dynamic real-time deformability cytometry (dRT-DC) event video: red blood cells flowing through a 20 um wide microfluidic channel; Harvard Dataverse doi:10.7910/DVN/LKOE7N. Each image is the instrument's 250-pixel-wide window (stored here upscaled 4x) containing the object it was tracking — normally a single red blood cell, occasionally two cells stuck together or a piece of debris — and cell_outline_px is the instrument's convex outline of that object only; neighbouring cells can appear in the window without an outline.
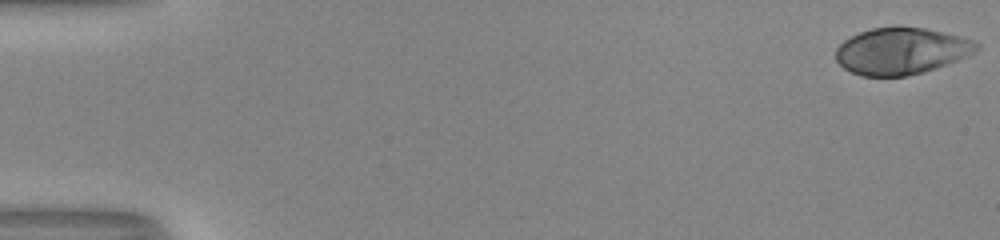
{"species": "human", "species_latin": "Homo sapiens", "temperature_condition": "room temperature", "stored_images_in_passage": 53, "camera_frame_rate_fps": 3000, "um_per_image_px": 0.085, "donor": {"sex": "male"}, "frame": {"image": 1, "passage_image": 1, "time_ms": 0.0, "image_size_px": [1000, 240], "cell_outline_px": [[980, 48], [976, 52], [956, 60], [908, 76], [860, 76], [844, 68], [836, 60], [836, 48], [844, 40], [860, 32], [872, 28], [900, 24], [924, 28], [960, 36], [972, 40], [980, 44]], "centroid_in_image_um": [76.59, 4.3], "position_along_channel_um": 8.4, "area_um2": 38.38}}
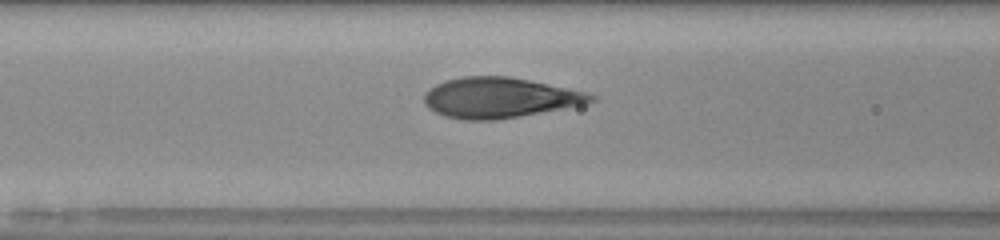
{"frame": {"image": 2, "passage_image": 23, "time_ms": 7.333, "image_size_px": [1000, 240], "cell_outline_px": [[596, 100], [584, 104], [520, 116], [496, 120], [464, 120], [444, 116], [428, 108], [424, 104], [424, 92], [428, 88], [436, 84], [448, 80], [464, 76], [508, 76], [528, 80], [584, 92], [596, 96]], "centroid_in_image_um": [42.39, 8.31], "position_along_channel_um": 124.2, "area_um2": 38.9}}
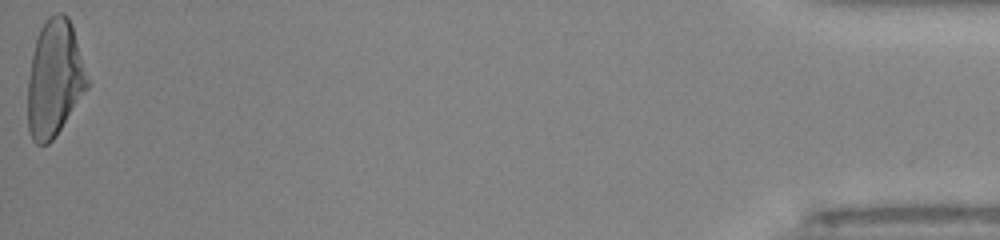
{"frame": {"image": 3, "passage_image": 53, "time_ms": 17.333, "image_size_px": [1000, 240], "cell_outline_px": [[88, 88], [56, 136], [48, 144], [36, 144], [32, 140], [28, 128], [28, 80], [32, 56], [36, 36], [44, 20], [48, 16], [56, 12], [64, 12], [68, 16], [72, 24], [88, 80]], "centroid_in_image_um": [4.62, 6.65], "position_along_channel_um": 430.6, "area_um2": 40.52}, "authors_computed_cell_mechanics": {"area_um2": 38.7838, "velocity_mm_per_s": 4.0493, "shape_relaxation_time_tau1_ms": 4.3049, "shape_relaxation_time_tau2_ms": null, "deformation_change_tau1": 0.2364, "deformation_change_tau2": null}}